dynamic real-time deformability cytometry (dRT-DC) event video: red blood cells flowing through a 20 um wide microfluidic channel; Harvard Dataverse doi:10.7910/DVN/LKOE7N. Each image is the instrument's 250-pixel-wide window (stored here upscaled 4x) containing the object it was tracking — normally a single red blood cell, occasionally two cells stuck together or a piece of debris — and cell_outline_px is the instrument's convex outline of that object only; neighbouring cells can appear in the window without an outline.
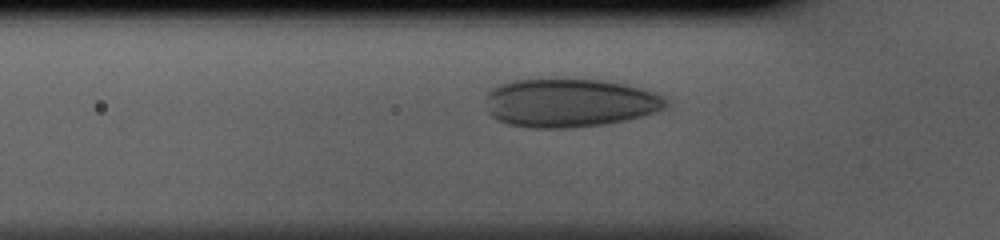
{"species": "human", "species_latin": "Homo sapiens", "temperature_condition": "cold", "stored_images_in_passage": 26, "camera_frame_rate_fps": 3000, "um_per_image_px": 0.085, "donor": {"sex": "male"}, "frame": {"image": 1, "passage_image": 6, "time_ms": 1.667, "image_size_px": [1000, 240], "cell_outline_px": [[668, 108], [656, 112], [624, 120], [604, 124], [568, 128], [532, 128], [508, 124], [496, 120], [488, 112], [484, 100], [488, 92], [492, 88], [500, 84], [512, 80], [604, 80], [624, 84], [640, 88], [664, 96], [668, 100]], "centroid_in_image_um": [48.4, 8.75], "position_along_channel_um": 77.4, "area_um2": 51.04}}
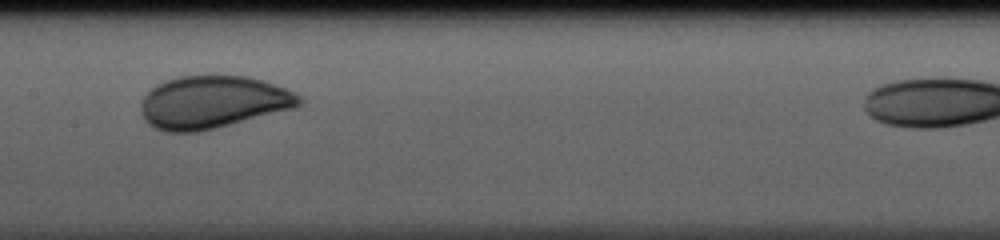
{"frame": {"image": 2, "passage_image": 14, "time_ms": 4.333, "image_size_px": [1000, 240], "cell_outline_px": [[300, 104], [296, 108], [196, 132], [164, 132], [148, 124], [144, 120], [140, 112], [140, 104], [144, 96], [156, 84], [180, 76], [248, 76], [264, 80], [296, 92], [300, 96]], "centroid_in_image_um": [18.07, 8.68], "position_along_channel_um": 189.3, "area_um2": 48.44}}
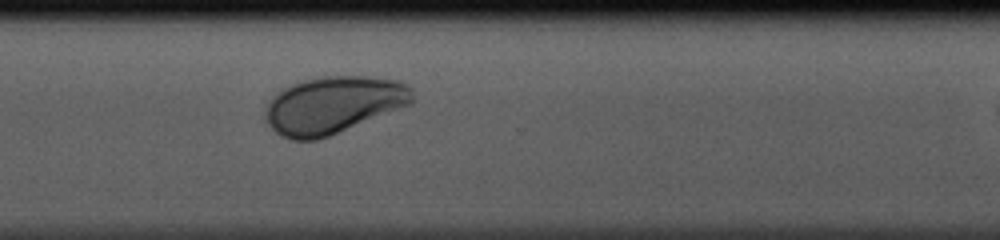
{"frame": {"image": 3, "passage_image": 25, "time_ms": 8.0, "image_size_px": [1000, 240], "cell_outline_px": [[412, 104], [328, 136], [316, 140], [292, 140], [280, 136], [268, 124], [264, 116], [264, 112], [268, 104], [284, 88], [292, 84], [304, 80], [328, 76], [368, 76], [400, 80], [408, 84], [412, 88]], "centroid_in_image_um": [28.36, 8.92], "position_along_channel_um": 342.2, "area_um2": 48.73}}